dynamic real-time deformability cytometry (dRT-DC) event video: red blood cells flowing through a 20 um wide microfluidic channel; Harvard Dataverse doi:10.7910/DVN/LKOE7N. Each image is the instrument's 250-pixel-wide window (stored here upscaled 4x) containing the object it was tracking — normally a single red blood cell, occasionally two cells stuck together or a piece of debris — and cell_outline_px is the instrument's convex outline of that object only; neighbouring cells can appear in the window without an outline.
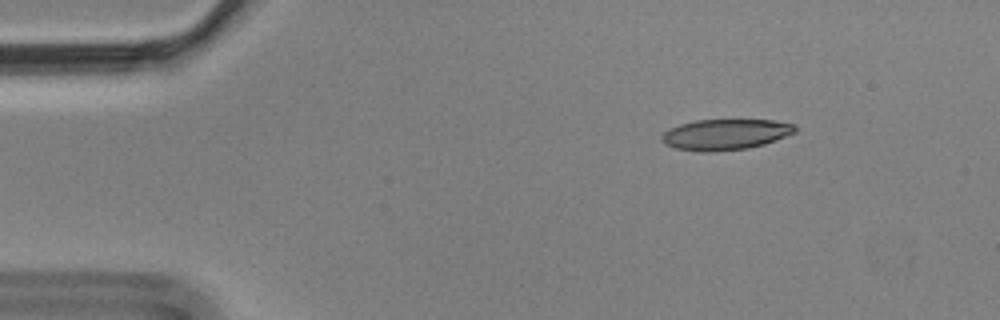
{"species": "Egyptian fruit bat (a non-hibernating species)", "species_latin": "Rousettus aegyptiacus", "temperature_condition": "cold", "stored_images_in_passage": 5, "camera_frame_rate_fps": 3000, "um_per_image_px": 0.085, "animal": {"sex": "male"}, "frame": {"image": 1, "passage_image": 1, "time_ms": 0.0, "image_size_px": [1000, 320], "cell_outline_px": [[796, 132], [764, 144], [748, 148], [708, 152], [700, 152], [676, 148], [664, 144], [660, 140], [660, 136], [668, 128], [680, 124], [696, 120], [772, 120], [796, 124]], "centroid_in_image_um": [61.62, 11.42], "position_along_channel_um": 23.4, "area_um2": 23.99}}